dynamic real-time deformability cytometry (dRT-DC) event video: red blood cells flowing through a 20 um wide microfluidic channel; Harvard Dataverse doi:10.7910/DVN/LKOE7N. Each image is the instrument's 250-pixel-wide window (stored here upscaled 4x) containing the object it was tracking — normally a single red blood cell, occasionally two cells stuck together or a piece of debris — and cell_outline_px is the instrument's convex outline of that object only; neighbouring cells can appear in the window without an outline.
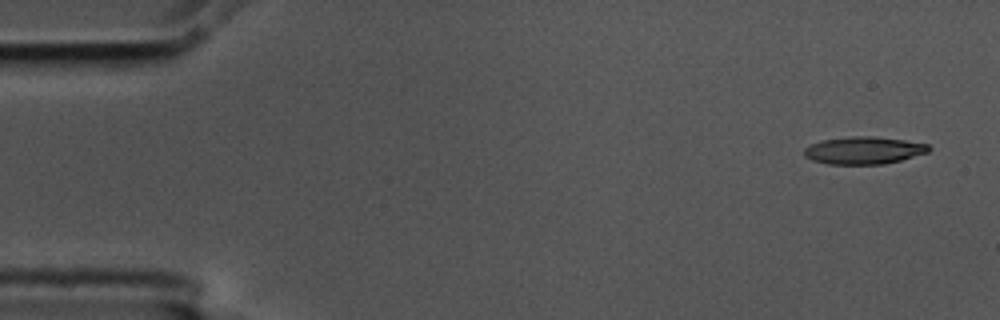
{"species": "common noctule bat (a hibernating species)", "species_latin": "Nyctalus noctula", "temperature_condition": "cold", "stored_images_in_passage": 4, "camera_frame_rate_fps": 3000, "um_per_image_px": 0.085, "animal": {"sex": "male", "body_mass_g": 17.5, "forearm_length_mm": 52.3}, "frame": {"image": 1, "passage_image": 1, "time_ms": 0.0, "image_size_px": [1000, 320], "cell_outline_px": [[932, 148], [928, 152], [900, 160], [884, 164], [828, 164], [812, 160], [804, 156], [804, 148], [812, 144], [824, 140], [852, 136], [872, 136], [904, 140], [928, 144]], "centroid_in_image_um": [73.42, 12.78], "position_along_channel_um": 11.6, "area_um2": 19.77}}
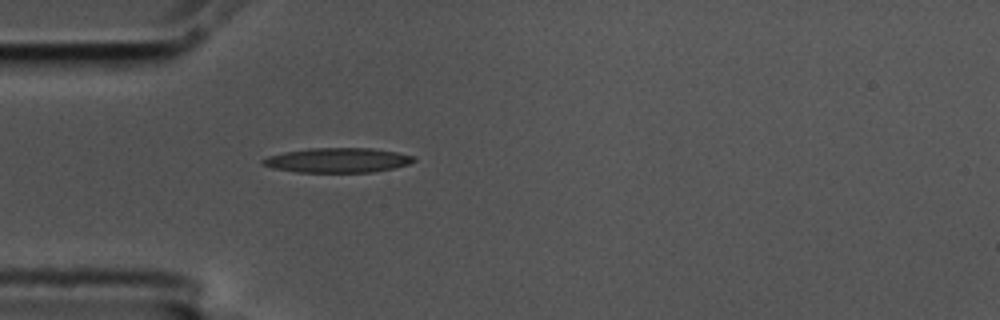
{"frame": {"image": 2, "passage_image": 4, "time_ms": 1.0, "image_size_px": [1000, 320], "cell_outline_px": [[416, 160], [408, 164], [392, 168], [372, 172], [296, 172], [272, 168], [260, 164], [260, 160], [268, 156], [284, 152], [308, 148], [372, 148], [396, 152], [416, 156]], "centroid_in_image_um": [28.66, 13.61], "position_along_channel_um": 56.3, "area_um2": 21.79}}